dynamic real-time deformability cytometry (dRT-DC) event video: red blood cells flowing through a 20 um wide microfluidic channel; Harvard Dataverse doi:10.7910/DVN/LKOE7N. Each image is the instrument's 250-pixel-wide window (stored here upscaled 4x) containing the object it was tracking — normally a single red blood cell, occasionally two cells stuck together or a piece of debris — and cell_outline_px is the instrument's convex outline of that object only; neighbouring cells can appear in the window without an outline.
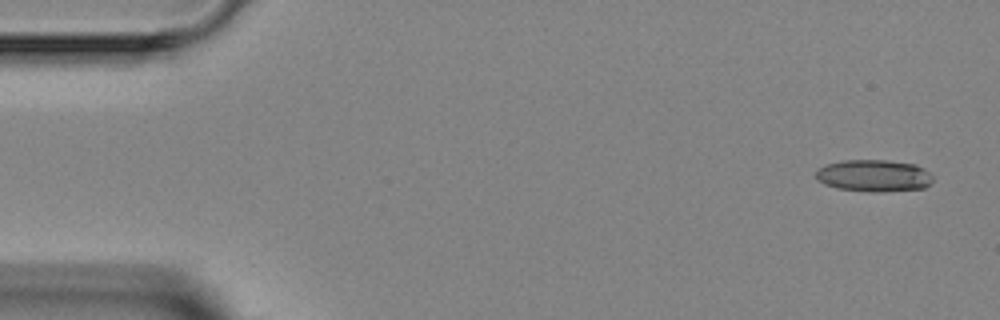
{"species": "Egyptian fruit bat (a non-hibernating species)", "species_latin": "Rousettus aegyptiacus", "temperature_condition": "room temperature", "stored_images_in_passage": 4, "camera_frame_rate_fps": 3000, "um_per_image_px": 0.085, "animal": {"sex": "female"}, "frame": {"image": 1, "passage_image": 1, "time_ms": 0.0, "image_size_px": [1000, 320], "cell_outline_px": [[932, 180], [924, 188], [880, 192], [868, 192], [836, 188], [824, 184], [816, 176], [816, 168], [828, 164], [844, 160], [888, 160], [916, 164], [924, 168], [932, 176]], "centroid_in_image_um": [74.27, 14.93], "position_along_channel_um": 10.7, "area_um2": 21.85}}
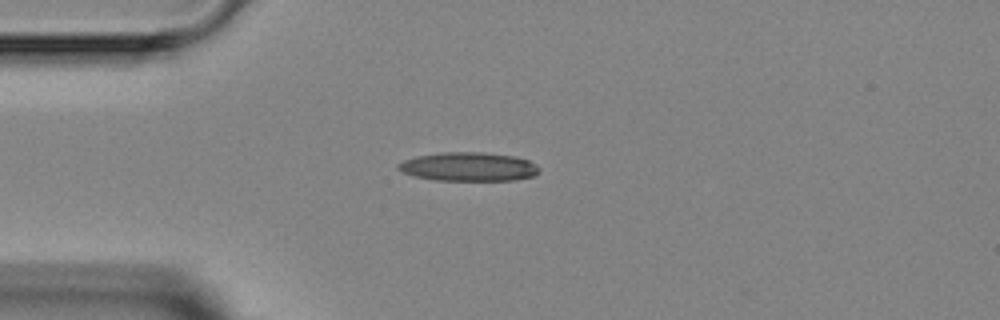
{"frame": {"image": 2, "passage_image": 4, "time_ms": 3.333, "image_size_px": [1000, 320], "cell_outline_px": [[540, 172], [536, 176], [516, 180], [436, 180], [412, 176], [400, 172], [396, 168], [396, 164], [404, 160], [416, 156], [444, 152], [480, 152], [516, 156], [528, 160], [536, 164], [540, 168]], "centroid_in_image_um": [39.83, 14.17], "position_along_channel_um": 45.2, "area_um2": 23.99}}